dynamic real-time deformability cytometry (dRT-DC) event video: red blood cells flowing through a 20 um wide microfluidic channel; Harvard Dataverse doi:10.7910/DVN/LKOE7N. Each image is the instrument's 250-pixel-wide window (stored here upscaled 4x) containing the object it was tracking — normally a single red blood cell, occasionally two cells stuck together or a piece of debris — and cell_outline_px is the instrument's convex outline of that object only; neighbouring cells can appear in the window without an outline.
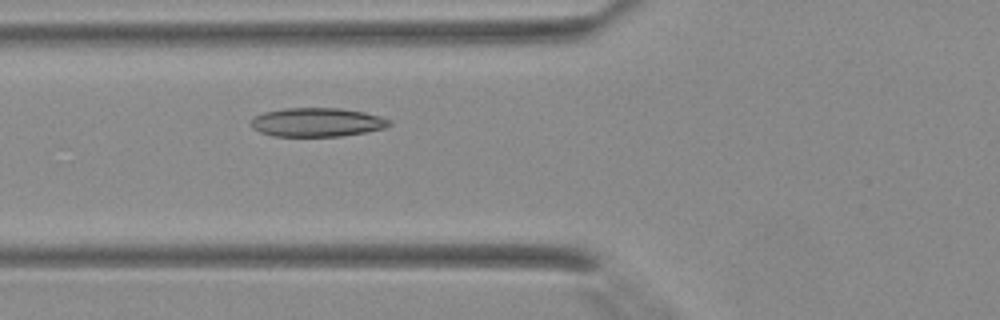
{"species": "Egyptian fruit bat (a non-hibernating species)", "species_latin": "Rousettus aegyptiacus", "temperature_condition": "warm", "stored_images_in_passage": 37, "camera_frame_rate_fps": 3000, "um_per_image_px": 0.085, "animal": {"sex": "female"}, "frame": {"image": 1, "passage_image": 11, "time_ms": 3.333, "image_size_px": [1000, 320], "cell_outline_px": [[392, 124], [384, 128], [364, 132], [340, 136], [272, 136], [260, 132], [252, 128], [252, 120], [256, 116], [264, 112], [284, 108], [340, 108], [364, 112], [380, 116], [392, 120]], "centroid_in_image_um": [26.97, 10.39], "position_along_channel_um": 98.8, "area_um2": 23.18}}
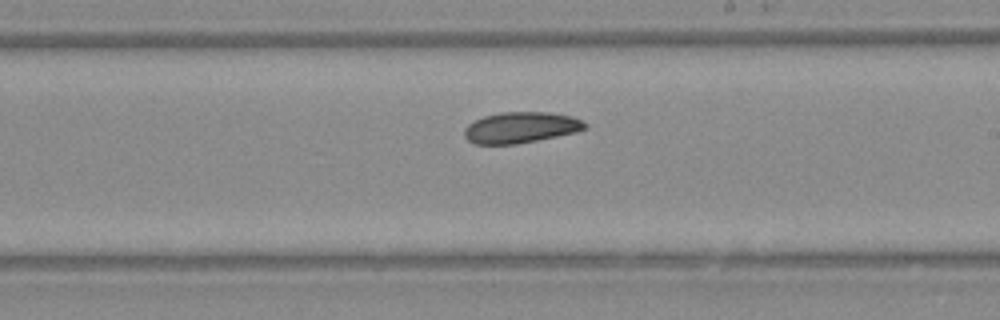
{"frame": {"image": 2, "passage_image": 20, "time_ms": 6.333, "image_size_px": [1000, 320], "cell_outline_px": [[588, 128], [576, 132], [516, 144], [476, 144], [468, 140], [464, 136], [464, 128], [468, 124], [484, 116], [504, 112], [548, 112], [572, 116], [584, 120], [588, 124]], "centroid_in_image_um": [44.3, 10.83], "position_along_channel_um": 244.7, "area_um2": 21.79}}
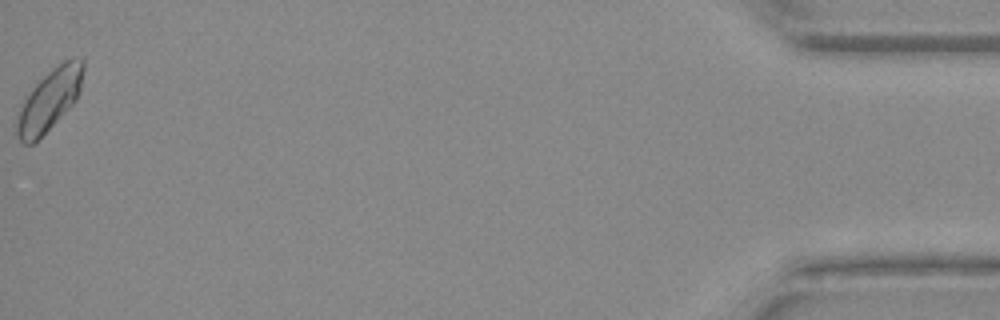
{"frame": {"image": 3, "passage_image": 37, "time_ms": 12.0, "image_size_px": [1000, 320], "cell_outline_px": [[84, 68], [80, 92], [76, 100], [32, 144], [24, 144], [20, 140], [16, 132], [16, 124], [24, 100], [32, 88], [56, 64], [72, 56], [80, 56], [84, 60]], "centroid_in_image_um": [4.25, 8.41], "position_along_channel_um": 430.9, "area_um2": 23.29}}